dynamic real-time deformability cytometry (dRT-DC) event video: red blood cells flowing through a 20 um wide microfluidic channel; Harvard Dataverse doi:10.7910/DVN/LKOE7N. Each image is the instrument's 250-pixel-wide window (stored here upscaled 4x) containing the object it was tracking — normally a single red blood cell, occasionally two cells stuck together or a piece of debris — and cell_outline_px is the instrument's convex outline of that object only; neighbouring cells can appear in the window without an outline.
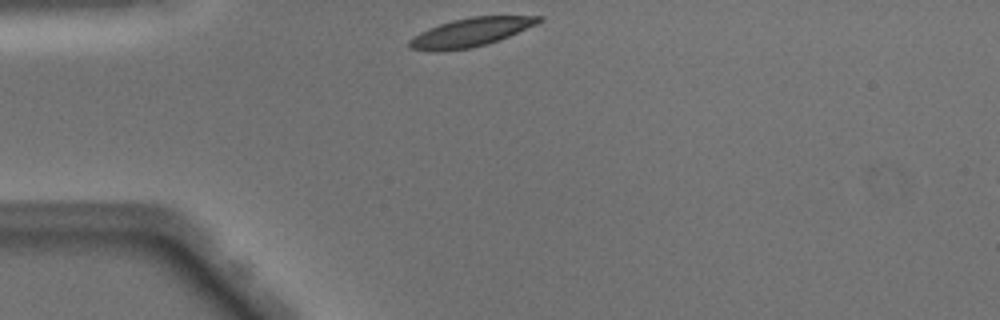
{"species": "Egyptian fruit bat (a non-hibernating species)", "species_latin": "Rousettus aegyptiacus", "temperature_condition": "warm", "stored_images_in_passage": 38, "camera_frame_rate_fps": 3000, "um_per_image_px": 0.085, "animal": {"sex": "male"}, "frame": {"image": 1, "passage_image": 1, "time_ms": 0.0, "image_size_px": [1000, 320], "cell_outline_px": [[544, 20], [536, 24], [500, 40], [488, 44], [472, 48], [436, 52], [408, 48], [408, 40], [420, 32], [428, 28], [452, 20], [472, 16], [544, 16]], "centroid_in_image_um": [39.99, 2.75], "position_along_channel_um": 45.0, "area_um2": 21.73}}
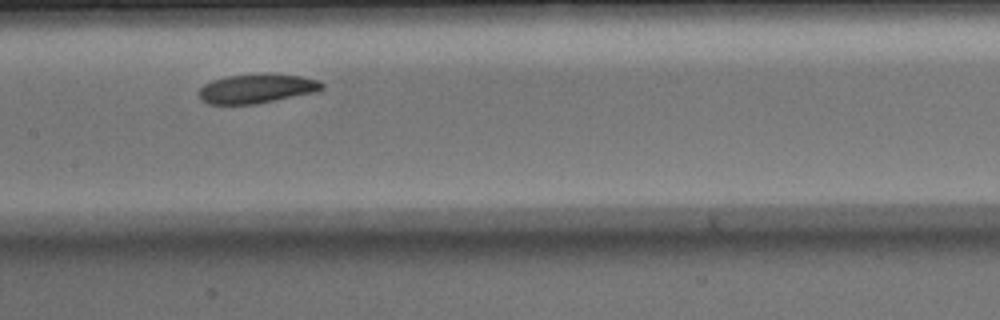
{"frame": {"image": 2, "passage_image": 13, "time_ms": 4.0, "image_size_px": [1000, 320], "cell_outline_px": [[324, 88], [316, 92], [256, 104], [208, 104], [200, 100], [200, 88], [204, 84], [212, 80], [228, 76], [264, 72], [268, 72], [300, 76], [320, 80], [324, 84]], "centroid_in_image_um": [21.85, 7.51], "position_along_channel_um": 185.5, "area_um2": 21.33}}
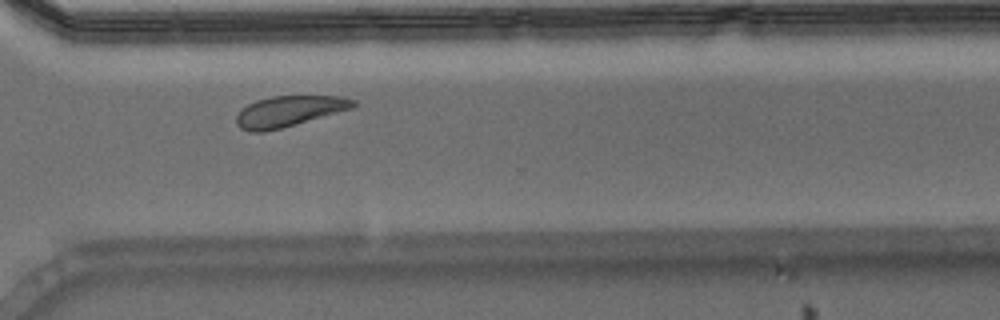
{"frame": {"image": 3, "passage_image": 25, "time_ms": 8.0, "image_size_px": [1000, 320], "cell_outline_px": [[356, 104], [352, 108], [280, 128], [264, 132], [248, 132], [240, 128], [236, 124], [236, 116], [248, 104], [256, 100], [272, 96], [340, 96], [356, 100]], "centroid_in_image_um": [24.53, 9.45], "position_along_channel_um": 346.1, "area_um2": 20.63}, "authors_computed_cell_mechanics": {"area_um2": 21.4149, "velocity_mm_per_s": 4.0153, "shape_relaxation_time_tau1_ms": 2.0431, "shape_relaxation_time_tau2_ms": 4.4122, "deformation_change_tau1": 0.0984, "deformation_change_tau2": 0.1144}}